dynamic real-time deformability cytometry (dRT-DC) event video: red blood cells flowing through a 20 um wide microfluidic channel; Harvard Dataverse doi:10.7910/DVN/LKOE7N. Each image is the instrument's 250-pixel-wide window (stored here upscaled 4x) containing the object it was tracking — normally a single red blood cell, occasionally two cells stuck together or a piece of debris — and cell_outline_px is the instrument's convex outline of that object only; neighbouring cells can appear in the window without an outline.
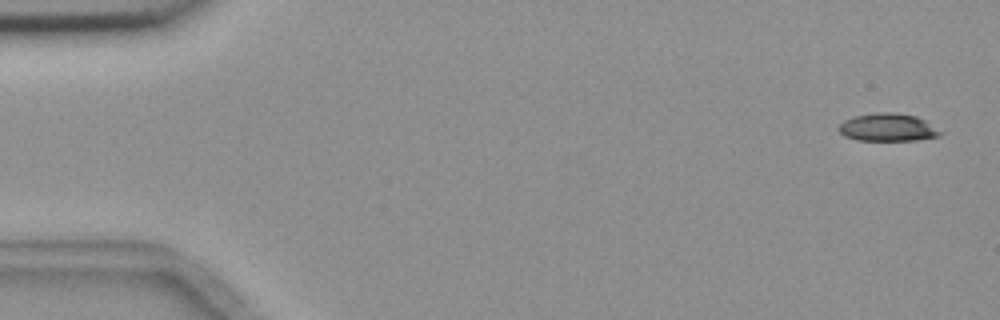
{"species": "common noctule bat (a hibernating species)", "species_latin": "Nyctalus noctula", "temperature_condition": "room temperature", "stored_images_in_passage": 5, "segment_of_instrument_passage": [1, 2], "camera_frame_rate_fps": 3000, "um_per_image_px": 0.085, "animal": {"sex": "female", "body_mass_g": 18.4}, "frame": {"image": 1, "passage_image": 1, "time_ms": 0.0, "image_size_px": [1000, 320], "cell_outline_px": [[944, 132], [940, 136], [916, 140], [856, 140], [844, 136], [836, 128], [844, 120], [852, 116], [880, 112], [892, 112], [916, 116], [924, 120]], "centroid_in_image_um": [75.44, 10.83], "position_along_channel_um": 9.6, "area_um2": 16.53}}